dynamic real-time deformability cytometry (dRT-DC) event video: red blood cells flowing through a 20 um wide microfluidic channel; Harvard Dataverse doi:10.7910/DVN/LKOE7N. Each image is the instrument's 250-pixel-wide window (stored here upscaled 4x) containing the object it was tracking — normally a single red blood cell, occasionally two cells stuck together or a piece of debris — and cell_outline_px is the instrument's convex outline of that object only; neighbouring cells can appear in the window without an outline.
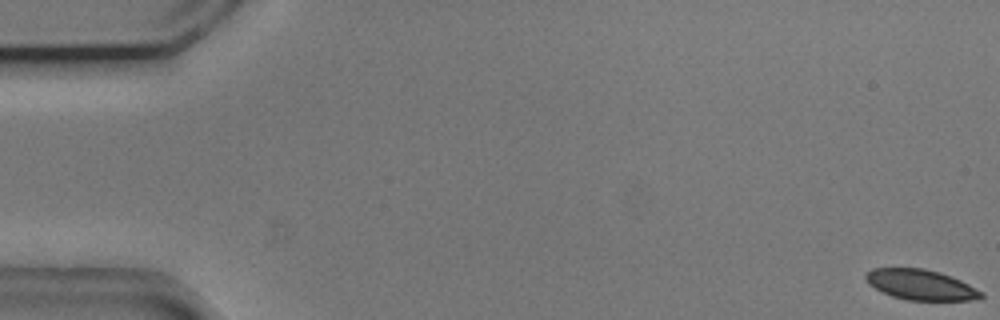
{"species": "common noctule bat (a hibernating species)", "species_latin": "Nyctalus noctula", "temperature_condition": "cold", "stored_images_in_passage": 55, "camera_frame_rate_fps": 3000, "um_per_image_px": 0.085, "animal": {"sex": "male", "body_mass_g": 20.5, "forearm_length_mm": 52.5}, "frame": {"image": 1, "passage_image": 1, "time_ms": 0.0, "image_size_px": [1000, 320], "cell_outline_px": [[984, 296], [972, 300], [908, 300], [892, 296], [868, 284], [864, 276], [872, 268], [924, 268], [940, 272], [960, 280], [984, 292]], "centroid_in_image_um": [78.27, 24.2], "position_along_channel_um": 6.7, "area_um2": 20.29}}
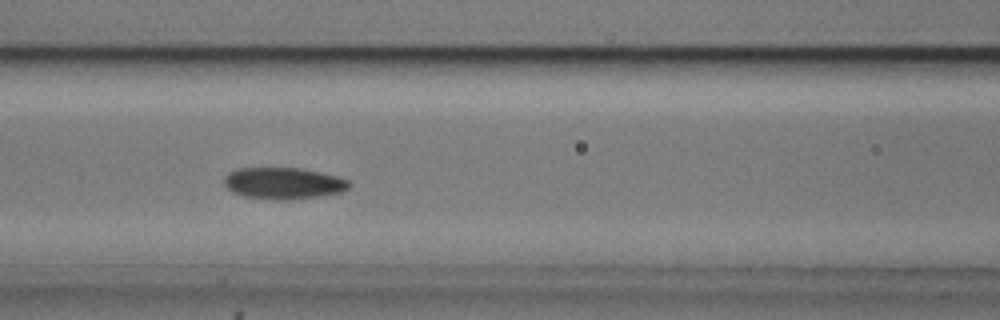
{"frame": {"image": 2, "passage_image": 24, "time_ms": 7.667, "image_size_px": [1000, 320], "cell_outline_px": [[352, 184], [348, 188], [340, 192], [320, 196], [292, 200], [272, 200], [244, 196], [232, 192], [224, 184], [224, 176], [228, 172], [236, 168], [300, 168], [336, 176], [348, 180]], "centroid_in_image_um": [24.06, 15.58], "position_along_channel_um": 142.5, "area_um2": 23.12}}
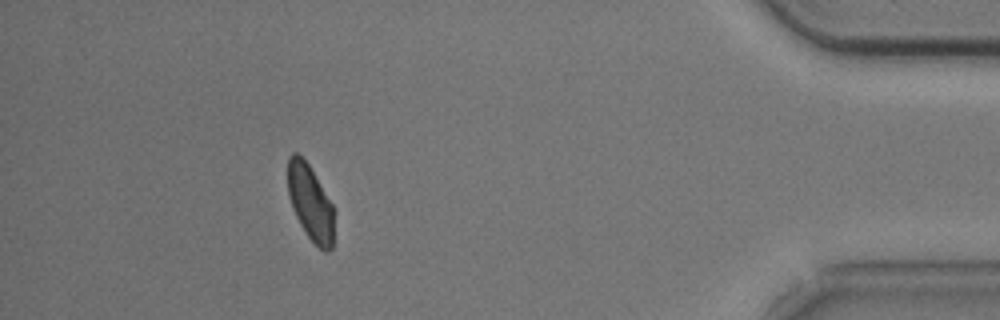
{"frame": {"image": 3, "passage_image": 50, "time_ms": 16.333, "image_size_px": [1000, 320], "cell_outline_px": [[332, 248], [328, 252], [324, 252], [308, 236], [300, 224], [292, 208], [288, 196], [288, 156], [292, 152], [296, 152], [308, 164], [332, 204]], "centroid_in_image_um": [26.34, 17.21], "position_along_channel_um": 408.9, "area_um2": 19.88}, "authors_computed_cell_mechanics": {"area_um2": 22.1374, "velocity_mm_per_s": 3.6991, "shape_relaxation_time_tau1_ms": 3.761, "shape_relaxation_time_tau2_ms": null, "deformation_change_tau1": 0.0782, "deformation_change_tau2": null}}